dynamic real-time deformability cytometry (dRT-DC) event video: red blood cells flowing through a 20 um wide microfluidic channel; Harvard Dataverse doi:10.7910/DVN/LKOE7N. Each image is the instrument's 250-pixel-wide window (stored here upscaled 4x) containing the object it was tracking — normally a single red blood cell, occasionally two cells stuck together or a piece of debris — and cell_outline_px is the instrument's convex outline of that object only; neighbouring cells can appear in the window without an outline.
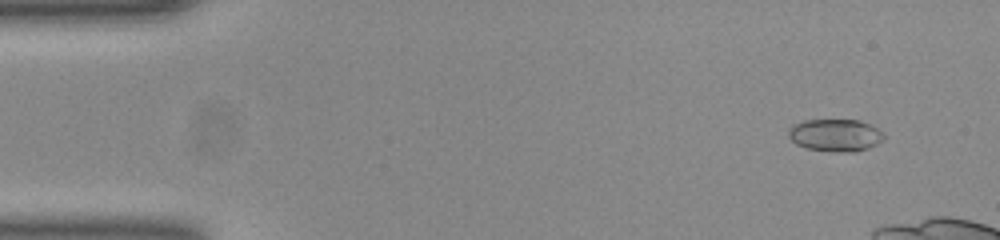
{"species": "common noctule bat (a hibernating species)", "species_latin": "Nyctalus noctula", "temperature_condition": "room temperature", "stored_images_in_passage": 32, "camera_frame_rate_fps": 3000, "um_per_image_px": 0.085, "animal": {"sex": "female", "body_mass_g": 23.0, "forearm_length_mm": 53.4}, "frame": {"image": 1, "passage_image": 4, "time_ms": 1.0, "image_size_px": [1000, 240], "cell_outline_px": [[884, 136], [876, 144], [868, 148], [856, 152], [828, 152], [804, 148], [796, 144], [788, 136], [788, 128], [792, 124], [804, 120], [860, 120], [884, 132]], "centroid_in_image_um": [70.95, 11.5], "position_along_channel_um": 14.0, "area_um2": 18.21}}
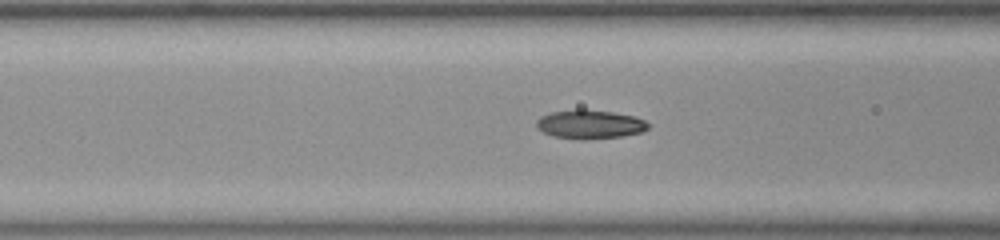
{"frame": {"image": 2, "passage_image": 20, "time_ms": 6.333, "image_size_px": [1000, 240], "cell_outline_px": [[648, 128], [644, 132], [624, 136], [584, 140], [580, 140], [552, 136], [536, 128], [536, 120], [540, 116], [552, 112], [576, 108], [584, 108], [612, 112], [636, 116], [644, 120], [648, 124]], "centroid_in_image_um": [50.13, 10.56], "position_along_channel_um": 116.5, "area_um2": 19.25}}
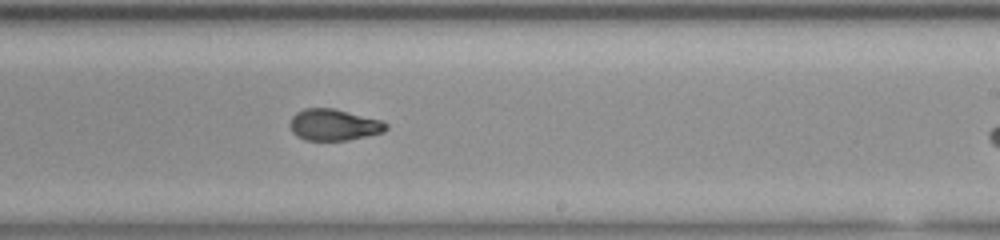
{"frame": {"image": 3, "passage_image": 31, "time_ms": 10.0, "image_size_px": [1000, 240], "cell_outline_px": [[388, 128], [384, 132], [348, 140], [304, 140], [292, 132], [288, 124], [292, 116], [296, 112], [304, 108], [332, 108], [380, 120], [388, 124]], "centroid_in_image_um": [28.34, 10.61], "position_along_channel_um": 260.7, "area_um2": 17.57}}